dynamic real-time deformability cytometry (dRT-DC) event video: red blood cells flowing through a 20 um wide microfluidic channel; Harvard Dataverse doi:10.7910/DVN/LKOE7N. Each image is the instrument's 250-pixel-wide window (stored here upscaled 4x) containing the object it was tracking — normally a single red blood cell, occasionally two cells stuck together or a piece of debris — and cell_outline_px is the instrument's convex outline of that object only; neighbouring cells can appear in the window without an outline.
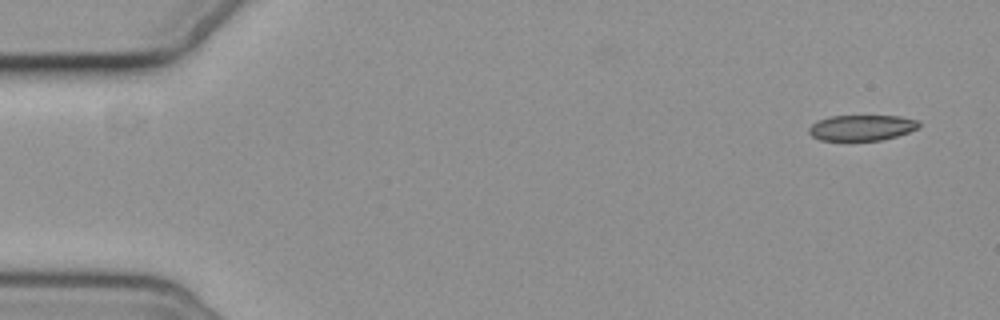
{"species": "common noctule bat (a hibernating species)", "species_latin": "Nyctalus noctula", "temperature_condition": "cold", "stored_images_in_passage": 4, "camera_frame_rate_fps": 3000, "um_per_image_px": 0.085, "animal": {"sex": "female", "body_mass_g": 19.3, "forearm_length_mm": 54.1}, "frame": {"image": 1, "passage_image": 1, "time_ms": 0.0, "image_size_px": [1000, 320], "cell_outline_px": [[920, 128], [896, 136], [880, 140], [820, 140], [812, 136], [808, 132], [808, 128], [816, 120], [828, 116], [900, 116], [920, 120]], "centroid_in_image_um": [73.25, 10.84], "position_along_channel_um": 11.8, "area_um2": 16.59}}
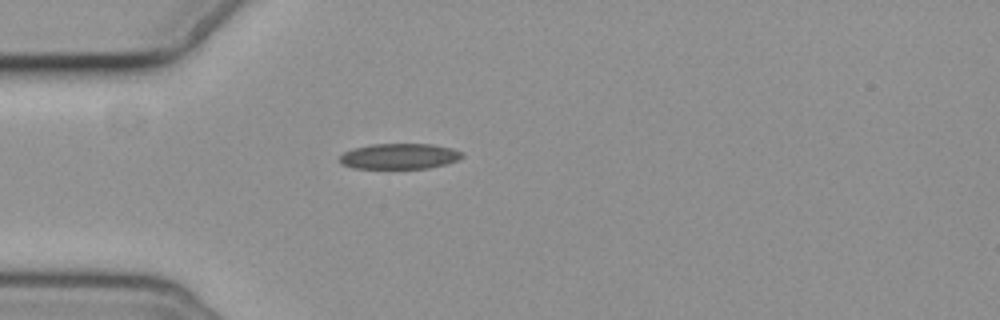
{"frame": {"image": 2, "passage_image": 4, "time_ms": 4.333, "image_size_px": [1000, 320], "cell_outline_px": [[464, 156], [460, 160], [428, 168], [352, 168], [340, 164], [340, 156], [344, 152], [352, 148], [372, 144], [432, 144], [452, 148], [464, 152]], "centroid_in_image_um": [33.97, 13.28], "position_along_channel_um": 51.0, "area_um2": 18.38}}